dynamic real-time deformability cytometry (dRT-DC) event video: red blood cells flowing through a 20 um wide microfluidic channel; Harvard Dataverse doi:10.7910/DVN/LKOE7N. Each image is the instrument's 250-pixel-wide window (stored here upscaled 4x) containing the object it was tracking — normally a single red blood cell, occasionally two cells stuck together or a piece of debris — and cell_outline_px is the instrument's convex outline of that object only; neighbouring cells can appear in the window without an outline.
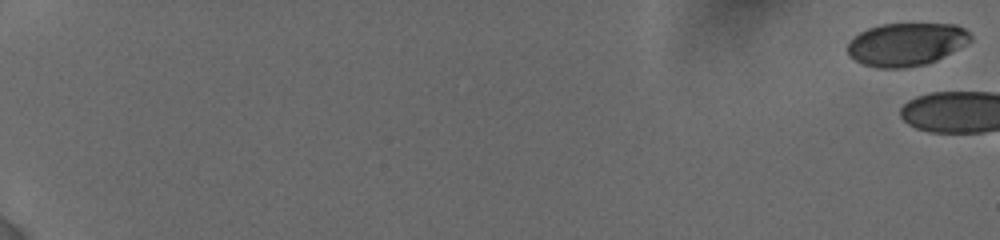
{"species": "human", "species_latin": "Homo sapiens", "temperature_condition": "cold", "stored_images_in_passage": 9, "camera_frame_rate_fps": 3000, "um_per_image_px": 0.085, "donor": {"sex": "female"}, "frame": {"image": 1, "passage_image": 1, "time_ms": 0.0, "image_size_px": [1000, 240], "cell_outline_px": [[972, 40], [968, 44], [936, 60], [924, 64], [904, 68], [876, 68], [864, 64], [848, 56], [848, 40], [860, 32], [868, 28], [880, 24], [956, 24], [964, 28], [972, 36]], "centroid_in_image_um": [77.03, 3.76], "position_along_channel_um": 8.0, "area_um2": 30.92}}